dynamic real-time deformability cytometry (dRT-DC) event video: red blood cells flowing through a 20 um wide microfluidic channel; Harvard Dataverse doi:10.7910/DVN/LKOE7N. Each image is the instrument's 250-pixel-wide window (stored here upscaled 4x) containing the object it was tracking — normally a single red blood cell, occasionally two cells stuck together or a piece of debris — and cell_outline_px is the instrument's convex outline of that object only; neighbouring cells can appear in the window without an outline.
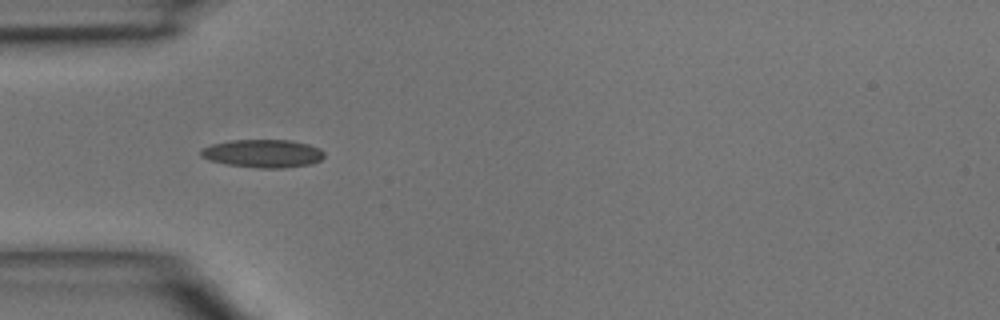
{"species": "common noctule bat (a hibernating species)", "species_latin": "Nyctalus noctula", "temperature_condition": "room temperature", "stored_images_in_passage": 5, "camera_frame_rate_fps": 3000, "um_per_image_px": 0.085, "animal": {"sex": "male", "body_mass_g": 15.6}, "frame": {"image": 1, "passage_image": 3, "time_ms": 2.333, "image_size_px": [1000, 320], "cell_outline_px": [[324, 156], [320, 160], [312, 164], [284, 168], [260, 168], [228, 164], [208, 160], [200, 156], [200, 148], [212, 144], [232, 140], [292, 140], [308, 144], [320, 148], [324, 152]], "centroid_in_image_um": [22.35, 13.04], "position_along_channel_um": 62.7, "area_um2": 20.29}}